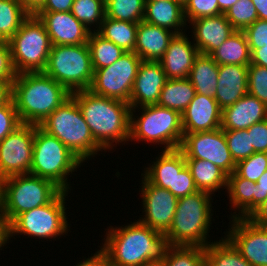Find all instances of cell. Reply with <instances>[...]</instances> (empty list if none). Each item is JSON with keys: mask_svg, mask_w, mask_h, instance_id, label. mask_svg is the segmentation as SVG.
Returning <instances> with one entry per match:
<instances>
[{"mask_svg": "<svg viewBox=\"0 0 267 266\" xmlns=\"http://www.w3.org/2000/svg\"><path fill=\"white\" fill-rule=\"evenodd\" d=\"M105 231L100 247L112 266H141L148 261L163 260L170 248L165 234L136 219L127 225H110Z\"/></svg>", "mask_w": 267, "mask_h": 266, "instance_id": "6da1fadb", "label": "cell"}, {"mask_svg": "<svg viewBox=\"0 0 267 266\" xmlns=\"http://www.w3.org/2000/svg\"><path fill=\"white\" fill-rule=\"evenodd\" d=\"M71 96L76 100L94 140L105 151L103 156L117 145L129 144V103L95 95L90 90L76 91Z\"/></svg>", "mask_w": 267, "mask_h": 266, "instance_id": "7a4b0ae2", "label": "cell"}, {"mask_svg": "<svg viewBox=\"0 0 267 266\" xmlns=\"http://www.w3.org/2000/svg\"><path fill=\"white\" fill-rule=\"evenodd\" d=\"M71 93L44 72L17 74L12 99L21 123L40 126Z\"/></svg>", "mask_w": 267, "mask_h": 266, "instance_id": "3957f363", "label": "cell"}, {"mask_svg": "<svg viewBox=\"0 0 267 266\" xmlns=\"http://www.w3.org/2000/svg\"><path fill=\"white\" fill-rule=\"evenodd\" d=\"M213 198L208 192L197 191L178 199L172 224L165 233L170 246L206 247L212 243L208 238L212 221L215 223Z\"/></svg>", "mask_w": 267, "mask_h": 266, "instance_id": "277c9868", "label": "cell"}, {"mask_svg": "<svg viewBox=\"0 0 267 266\" xmlns=\"http://www.w3.org/2000/svg\"><path fill=\"white\" fill-rule=\"evenodd\" d=\"M40 127L48 134L57 137L84 164L105 152L94 140L92 132L72 96L56 108Z\"/></svg>", "mask_w": 267, "mask_h": 266, "instance_id": "5b68a950", "label": "cell"}, {"mask_svg": "<svg viewBox=\"0 0 267 266\" xmlns=\"http://www.w3.org/2000/svg\"><path fill=\"white\" fill-rule=\"evenodd\" d=\"M183 135L178 111L157 104L131 108L129 142L144 141L156 147L161 145V150H173L180 148Z\"/></svg>", "mask_w": 267, "mask_h": 266, "instance_id": "8992f818", "label": "cell"}, {"mask_svg": "<svg viewBox=\"0 0 267 266\" xmlns=\"http://www.w3.org/2000/svg\"><path fill=\"white\" fill-rule=\"evenodd\" d=\"M84 166L57 137L48 134L35 125L33 156L30 174L54 182L63 191L70 192L71 175L77 176V169Z\"/></svg>", "mask_w": 267, "mask_h": 266, "instance_id": "52a82bcc", "label": "cell"}, {"mask_svg": "<svg viewBox=\"0 0 267 266\" xmlns=\"http://www.w3.org/2000/svg\"><path fill=\"white\" fill-rule=\"evenodd\" d=\"M69 193L71 192L62 190L50 203L19 214L9 224V239L23 235L25 238L55 241L66 237L65 235L69 236L71 223L68 224L69 210H66L69 208L66 204Z\"/></svg>", "mask_w": 267, "mask_h": 266, "instance_id": "ba28073f", "label": "cell"}, {"mask_svg": "<svg viewBox=\"0 0 267 266\" xmlns=\"http://www.w3.org/2000/svg\"><path fill=\"white\" fill-rule=\"evenodd\" d=\"M61 191L54 182L32 174L2 179L0 203L8 224L19 214L50 203Z\"/></svg>", "mask_w": 267, "mask_h": 266, "instance_id": "9c48e42d", "label": "cell"}, {"mask_svg": "<svg viewBox=\"0 0 267 266\" xmlns=\"http://www.w3.org/2000/svg\"><path fill=\"white\" fill-rule=\"evenodd\" d=\"M44 73L70 93L89 90L94 70L88 44L52 45Z\"/></svg>", "mask_w": 267, "mask_h": 266, "instance_id": "30bf717a", "label": "cell"}, {"mask_svg": "<svg viewBox=\"0 0 267 266\" xmlns=\"http://www.w3.org/2000/svg\"><path fill=\"white\" fill-rule=\"evenodd\" d=\"M8 43L17 74L45 71L52 43L38 17L30 14Z\"/></svg>", "mask_w": 267, "mask_h": 266, "instance_id": "8fae6325", "label": "cell"}, {"mask_svg": "<svg viewBox=\"0 0 267 266\" xmlns=\"http://www.w3.org/2000/svg\"><path fill=\"white\" fill-rule=\"evenodd\" d=\"M141 62L135 52H125L112 65L94 70L89 90L95 95L129 103Z\"/></svg>", "mask_w": 267, "mask_h": 266, "instance_id": "7c38bea8", "label": "cell"}, {"mask_svg": "<svg viewBox=\"0 0 267 266\" xmlns=\"http://www.w3.org/2000/svg\"><path fill=\"white\" fill-rule=\"evenodd\" d=\"M179 149L185 159L210 161L228 176L235 171L236 163L232 159L222 128L184 134Z\"/></svg>", "mask_w": 267, "mask_h": 266, "instance_id": "4fadbf2b", "label": "cell"}, {"mask_svg": "<svg viewBox=\"0 0 267 266\" xmlns=\"http://www.w3.org/2000/svg\"><path fill=\"white\" fill-rule=\"evenodd\" d=\"M35 125L22 123L0 142V180L30 174Z\"/></svg>", "mask_w": 267, "mask_h": 266, "instance_id": "5bb4252c", "label": "cell"}, {"mask_svg": "<svg viewBox=\"0 0 267 266\" xmlns=\"http://www.w3.org/2000/svg\"><path fill=\"white\" fill-rule=\"evenodd\" d=\"M139 193L142 199L140 223L165 234L173 221L178 198L170 191L151 184L142 174Z\"/></svg>", "mask_w": 267, "mask_h": 266, "instance_id": "9a60e30c", "label": "cell"}, {"mask_svg": "<svg viewBox=\"0 0 267 266\" xmlns=\"http://www.w3.org/2000/svg\"><path fill=\"white\" fill-rule=\"evenodd\" d=\"M225 236L252 266H267V227L248 218L229 219Z\"/></svg>", "mask_w": 267, "mask_h": 266, "instance_id": "2e32d148", "label": "cell"}, {"mask_svg": "<svg viewBox=\"0 0 267 266\" xmlns=\"http://www.w3.org/2000/svg\"><path fill=\"white\" fill-rule=\"evenodd\" d=\"M44 24L52 45H78L88 43L90 30L71 12H36Z\"/></svg>", "mask_w": 267, "mask_h": 266, "instance_id": "e0dca14e", "label": "cell"}, {"mask_svg": "<svg viewBox=\"0 0 267 266\" xmlns=\"http://www.w3.org/2000/svg\"><path fill=\"white\" fill-rule=\"evenodd\" d=\"M166 81L167 77L160 62L142 61L131 91L130 107L157 104Z\"/></svg>", "mask_w": 267, "mask_h": 266, "instance_id": "ac0fdd59", "label": "cell"}, {"mask_svg": "<svg viewBox=\"0 0 267 266\" xmlns=\"http://www.w3.org/2000/svg\"><path fill=\"white\" fill-rule=\"evenodd\" d=\"M191 26V28H190ZM187 27L200 54L210 55L236 30L225 14L192 20Z\"/></svg>", "mask_w": 267, "mask_h": 266, "instance_id": "d6986e66", "label": "cell"}, {"mask_svg": "<svg viewBox=\"0 0 267 266\" xmlns=\"http://www.w3.org/2000/svg\"><path fill=\"white\" fill-rule=\"evenodd\" d=\"M181 117L184 134L217 130L221 128L222 109L213 97L196 93Z\"/></svg>", "mask_w": 267, "mask_h": 266, "instance_id": "ffe728a7", "label": "cell"}, {"mask_svg": "<svg viewBox=\"0 0 267 266\" xmlns=\"http://www.w3.org/2000/svg\"><path fill=\"white\" fill-rule=\"evenodd\" d=\"M191 39L184 32L175 34L170 40L164 56L159 61L167 79L188 78L194 59L199 55V51Z\"/></svg>", "mask_w": 267, "mask_h": 266, "instance_id": "44dd1931", "label": "cell"}, {"mask_svg": "<svg viewBox=\"0 0 267 266\" xmlns=\"http://www.w3.org/2000/svg\"><path fill=\"white\" fill-rule=\"evenodd\" d=\"M267 119V105L250 94L222 110L223 130H244Z\"/></svg>", "mask_w": 267, "mask_h": 266, "instance_id": "7402d4cb", "label": "cell"}, {"mask_svg": "<svg viewBox=\"0 0 267 266\" xmlns=\"http://www.w3.org/2000/svg\"><path fill=\"white\" fill-rule=\"evenodd\" d=\"M215 100L224 108L235 104L248 93V66L219 65Z\"/></svg>", "mask_w": 267, "mask_h": 266, "instance_id": "603a6c76", "label": "cell"}, {"mask_svg": "<svg viewBox=\"0 0 267 266\" xmlns=\"http://www.w3.org/2000/svg\"><path fill=\"white\" fill-rule=\"evenodd\" d=\"M158 156L144 167L141 174L153 185L167 189L174 195L175 170H182L186 166L185 156L178 149L160 150Z\"/></svg>", "mask_w": 267, "mask_h": 266, "instance_id": "cb8c5ba5", "label": "cell"}, {"mask_svg": "<svg viewBox=\"0 0 267 266\" xmlns=\"http://www.w3.org/2000/svg\"><path fill=\"white\" fill-rule=\"evenodd\" d=\"M174 35L175 33L171 30L140 21L136 32L134 52L142 61L159 62Z\"/></svg>", "mask_w": 267, "mask_h": 266, "instance_id": "d4e9b609", "label": "cell"}, {"mask_svg": "<svg viewBox=\"0 0 267 266\" xmlns=\"http://www.w3.org/2000/svg\"><path fill=\"white\" fill-rule=\"evenodd\" d=\"M143 21L171 30L175 34L189 29L184 17V7L176 0L146 2Z\"/></svg>", "mask_w": 267, "mask_h": 266, "instance_id": "484cf974", "label": "cell"}, {"mask_svg": "<svg viewBox=\"0 0 267 266\" xmlns=\"http://www.w3.org/2000/svg\"><path fill=\"white\" fill-rule=\"evenodd\" d=\"M255 185L256 182L239 177L235 172L228 176L225 191L231 207L228 219L247 218L255 210Z\"/></svg>", "mask_w": 267, "mask_h": 266, "instance_id": "4316f807", "label": "cell"}, {"mask_svg": "<svg viewBox=\"0 0 267 266\" xmlns=\"http://www.w3.org/2000/svg\"><path fill=\"white\" fill-rule=\"evenodd\" d=\"M198 191L208 192L215 197V192L227 188L228 175L207 160L185 159Z\"/></svg>", "mask_w": 267, "mask_h": 266, "instance_id": "83f0119b", "label": "cell"}, {"mask_svg": "<svg viewBox=\"0 0 267 266\" xmlns=\"http://www.w3.org/2000/svg\"><path fill=\"white\" fill-rule=\"evenodd\" d=\"M210 56L218 65L248 66L251 52L244 31H235Z\"/></svg>", "mask_w": 267, "mask_h": 266, "instance_id": "f1b7e54d", "label": "cell"}, {"mask_svg": "<svg viewBox=\"0 0 267 266\" xmlns=\"http://www.w3.org/2000/svg\"><path fill=\"white\" fill-rule=\"evenodd\" d=\"M219 65L210 55L200 54L194 59L188 79L196 93L215 98Z\"/></svg>", "mask_w": 267, "mask_h": 266, "instance_id": "f546056e", "label": "cell"}, {"mask_svg": "<svg viewBox=\"0 0 267 266\" xmlns=\"http://www.w3.org/2000/svg\"><path fill=\"white\" fill-rule=\"evenodd\" d=\"M196 94L188 78L167 79L157 105L173 109L182 114Z\"/></svg>", "mask_w": 267, "mask_h": 266, "instance_id": "4dcf8cb0", "label": "cell"}, {"mask_svg": "<svg viewBox=\"0 0 267 266\" xmlns=\"http://www.w3.org/2000/svg\"><path fill=\"white\" fill-rule=\"evenodd\" d=\"M214 241V242H213ZM205 266H252L225 236L205 247Z\"/></svg>", "mask_w": 267, "mask_h": 266, "instance_id": "1f68e13d", "label": "cell"}, {"mask_svg": "<svg viewBox=\"0 0 267 266\" xmlns=\"http://www.w3.org/2000/svg\"><path fill=\"white\" fill-rule=\"evenodd\" d=\"M137 27L138 23L114 20L105 16L96 32L121 47L125 52H134Z\"/></svg>", "mask_w": 267, "mask_h": 266, "instance_id": "d6a6232c", "label": "cell"}, {"mask_svg": "<svg viewBox=\"0 0 267 266\" xmlns=\"http://www.w3.org/2000/svg\"><path fill=\"white\" fill-rule=\"evenodd\" d=\"M87 44L90 50L93 70L112 65L125 53L121 47L103 38L97 32L90 33Z\"/></svg>", "mask_w": 267, "mask_h": 266, "instance_id": "836d02e7", "label": "cell"}, {"mask_svg": "<svg viewBox=\"0 0 267 266\" xmlns=\"http://www.w3.org/2000/svg\"><path fill=\"white\" fill-rule=\"evenodd\" d=\"M29 16L18 0H0V40L9 41Z\"/></svg>", "mask_w": 267, "mask_h": 266, "instance_id": "e575fe53", "label": "cell"}, {"mask_svg": "<svg viewBox=\"0 0 267 266\" xmlns=\"http://www.w3.org/2000/svg\"><path fill=\"white\" fill-rule=\"evenodd\" d=\"M105 0H74L71 13L90 32H96L105 17Z\"/></svg>", "mask_w": 267, "mask_h": 266, "instance_id": "d590c367", "label": "cell"}, {"mask_svg": "<svg viewBox=\"0 0 267 266\" xmlns=\"http://www.w3.org/2000/svg\"><path fill=\"white\" fill-rule=\"evenodd\" d=\"M145 0H105V16L114 20L143 21Z\"/></svg>", "mask_w": 267, "mask_h": 266, "instance_id": "8d00e7d4", "label": "cell"}, {"mask_svg": "<svg viewBox=\"0 0 267 266\" xmlns=\"http://www.w3.org/2000/svg\"><path fill=\"white\" fill-rule=\"evenodd\" d=\"M165 266H205V247L170 246Z\"/></svg>", "mask_w": 267, "mask_h": 266, "instance_id": "74e56055", "label": "cell"}, {"mask_svg": "<svg viewBox=\"0 0 267 266\" xmlns=\"http://www.w3.org/2000/svg\"><path fill=\"white\" fill-rule=\"evenodd\" d=\"M225 16L237 31H244L258 20L256 7L251 0H238Z\"/></svg>", "mask_w": 267, "mask_h": 266, "instance_id": "f35d334b", "label": "cell"}, {"mask_svg": "<svg viewBox=\"0 0 267 266\" xmlns=\"http://www.w3.org/2000/svg\"><path fill=\"white\" fill-rule=\"evenodd\" d=\"M228 149L235 163L250 157L254 152L247 129L224 130Z\"/></svg>", "mask_w": 267, "mask_h": 266, "instance_id": "ab89813d", "label": "cell"}, {"mask_svg": "<svg viewBox=\"0 0 267 266\" xmlns=\"http://www.w3.org/2000/svg\"><path fill=\"white\" fill-rule=\"evenodd\" d=\"M267 170V152L253 153L236 163L235 173L242 178L257 182Z\"/></svg>", "mask_w": 267, "mask_h": 266, "instance_id": "60d3db41", "label": "cell"}, {"mask_svg": "<svg viewBox=\"0 0 267 266\" xmlns=\"http://www.w3.org/2000/svg\"><path fill=\"white\" fill-rule=\"evenodd\" d=\"M248 94L267 105V68L255 64L248 65Z\"/></svg>", "mask_w": 267, "mask_h": 266, "instance_id": "b9f144b4", "label": "cell"}, {"mask_svg": "<svg viewBox=\"0 0 267 266\" xmlns=\"http://www.w3.org/2000/svg\"><path fill=\"white\" fill-rule=\"evenodd\" d=\"M183 7L187 24L201 17L223 14L218 7V0H188Z\"/></svg>", "mask_w": 267, "mask_h": 266, "instance_id": "7bdbcfd3", "label": "cell"}, {"mask_svg": "<svg viewBox=\"0 0 267 266\" xmlns=\"http://www.w3.org/2000/svg\"><path fill=\"white\" fill-rule=\"evenodd\" d=\"M21 124L13 99L0 106V142Z\"/></svg>", "mask_w": 267, "mask_h": 266, "instance_id": "ee69618b", "label": "cell"}, {"mask_svg": "<svg viewBox=\"0 0 267 266\" xmlns=\"http://www.w3.org/2000/svg\"><path fill=\"white\" fill-rule=\"evenodd\" d=\"M247 37L250 52L267 45V20H256L244 30Z\"/></svg>", "mask_w": 267, "mask_h": 266, "instance_id": "f6af8a7d", "label": "cell"}, {"mask_svg": "<svg viewBox=\"0 0 267 266\" xmlns=\"http://www.w3.org/2000/svg\"><path fill=\"white\" fill-rule=\"evenodd\" d=\"M197 191L198 189L187 166L182 170H175L174 196L176 198L179 199Z\"/></svg>", "mask_w": 267, "mask_h": 266, "instance_id": "bcb514c9", "label": "cell"}, {"mask_svg": "<svg viewBox=\"0 0 267 266\" xmlns=\"http://www.w3.org/2000/svg\"><path fill=\"white\" fill-rule=\"evenodd\" d=\"M17 77L8 41L0 40V80L14 81Z\"/></svg>", "mask_w": 267, "mask_h": 266, "instance_id": "7dc6e473", "label": "cell"}, {"mask_svg": "<svg viewBox=\"0 0 267 266\" xmlns=\"http://www.w3.org/2000/svg\"><path fill=\"white\" fill-rule=\"evenodd\" d=\"M255 153L267 152V119L247 128Z\"/></svg>", "mask_w": 267, "mask_h": 266, "instance_id": "c3c4849f", "label": "cell"}, {"mask_svg": "<svg viewBox=\"0 0 267 266\" xmlns=\"http://www.w3.org/2000/svg\"><path fill=\"white\" fill-rule=\"evenodd\" d=\"M97 247L100 249L91 253L92 256L89 257L88 254V258L84 257L85 259L83 258L80 261L76 260L77 263L74 266H112L105 251L100 246Z\"/></svg>", "mask_w": 267, "mask_h": 266, "instance_id": "681fc988", "label": "cell"}, {"mask_svg": "<svg viewBox=\"0 0 267 266\" xmlns=\"http://www.w3.org/2000/svg\"><path fill=\"white\" fill-rule=\"evenodd\" d=\"M74 0H46L37 12H70Z\"/></svg>", "mask_w": 267, "mask_h": 266, "instance_id": "f907efd6", "label": "cell"}, {"mask_svg": "<svg viewBox=\"0 0 267 266\" xmlns=\"http://www.w3.org/2000/svg\"><path fill=\"white\" fill-rule=\"evenodd\" d=\"M267 198V170L260 176L255 185V209Z\"/></svg>", "mask_w": 267, "mask_h": 266, "instance_id": "816d5d0a", "label": "cell"}, {"mask_svg": "<svg viewBox=\"0 0 267 266\" xmlns=\"http://www.w3.org/2000/svg\"><path fill=\"white\" fill-rule=\"evenodd\" d=\"M247 218L258 226L267 227V198Z\"/></svg>", "mask_w": 267, "mask_h": 266, "instance_id": "f5cc1de1", "label": "cell"}, {"mask_svg": "<svg viewBox=\"0 0 267 266\" xmlns=\"http://www.w3.org/2000/svg\"><path fill=\"white\" fill-rule=\"evenodd\" d=\"M9 239V224L6 220V217L3 213L2 206L0 203V250L4 251V246H6L9 242H12Z\"/></svg>", "mask_w": 267, "mask_h": 266, "instance_id": "db71d44e", "label": "cell"}, {"mask_svg": "<svg viewBox=\"0 0 267 266\" xmlns=\"http://www.w3.org/2000/svg\"><path fill=\"white\" fill-rule=\"evenodd\" d=\"M250 63L267 68V45H264L260 49H255L251 53V62Z\"/></svg>", "mask_w": 267, "mask_h": 266, "instance_id": "11a10c76", "label": "cell"}, {"mask_svg": "<svg viewBox=\"0 0 267 266\" xmlns=\"http://www.w3.org/2000/svg\"><path fill=\"white\" fill-rule=\"evenodd\" d=\"M13 81L0 80V106L6 105L12 99Z\"/></svg>", "mask_w": 267, "mask_h": 266, "instance_id": "9f6ffc18", "label": "cell"}, {"mask_svg": "<svg viewBox=\"0 0 267 266\" xmlns=\"http://www.w3.org/2000/svg\"><path fill=\"white\" fill-rule=\"evenodd\" d=\"M22 6L30 13L35 14L46 0H18Z\"/></svg>", "mask_w": 267, "mask_h": 266, "instance_id": "6f0895ef", "label": "cell"}, {"mask_svg": "<svg viewBox=\"0 0 267 266\" xmlns=\"http://www.w3.org/2000/svg\"><path fill=\"white\" fill-rule=\"evenodd\" d=\"M256 7L258 19L267 20V0H251Z\"/></svg>", "mask_w": 267, "mask_h": 266, "instance_id": "680465c9", "label": "cell"}, {"mask_svg": "<svg viewBox=\"0 0 267 266\" xmlns=\"http://www.w3.org/2000/svg\"><path fill=\"white\" fill-rule=\"evenodd\" d=\"M238 0H218L220 11L225 14Z\"/></svg>", "mask_w": 267, "mask_h": 266, "instance_id": "91938a15", "label": "cell"}, {"mask_svg": "<svg viewBox=\"0 0 267 266\" xmlns=\"http://www.w3.org/2000/svg\"><path fill=\"white\" fill-rule=\"evenodd\" d=\"M141 266H165V258L163 260L148 261Z\"/></svg>", "mask_w": 267, "mask_h": 266, "instance_id": "94428289", "label": "cell"}, {"mask_svg": "<svg viewBox=\"0 0 267 266\" xmlns=\"http://www.w3.org/2000/svg\"><path fill=\"white\" fill-rule=\"evenodd\" d=\"M176 1L180 2V3L184 6V4H185L188 0H176Z\"/></svg>", "mask_w": 267, "mask_h": 266, "instance_id": "6125c7cd", "label": "cell"}, {"mask_svg": "<svg viewBox=\"0 0 267 266\" xmlns=\"http://www.w3.org/2000/svg\"><path fill=\"white\" fill-rule=\"evenodd\" d=\"M146 2H156V1H162V0H145Z\"/></svg>", "mask_w": 267, "mask_h": 266, "instance_id": "be15d7a7", "label": "cell"}]
</instances>
